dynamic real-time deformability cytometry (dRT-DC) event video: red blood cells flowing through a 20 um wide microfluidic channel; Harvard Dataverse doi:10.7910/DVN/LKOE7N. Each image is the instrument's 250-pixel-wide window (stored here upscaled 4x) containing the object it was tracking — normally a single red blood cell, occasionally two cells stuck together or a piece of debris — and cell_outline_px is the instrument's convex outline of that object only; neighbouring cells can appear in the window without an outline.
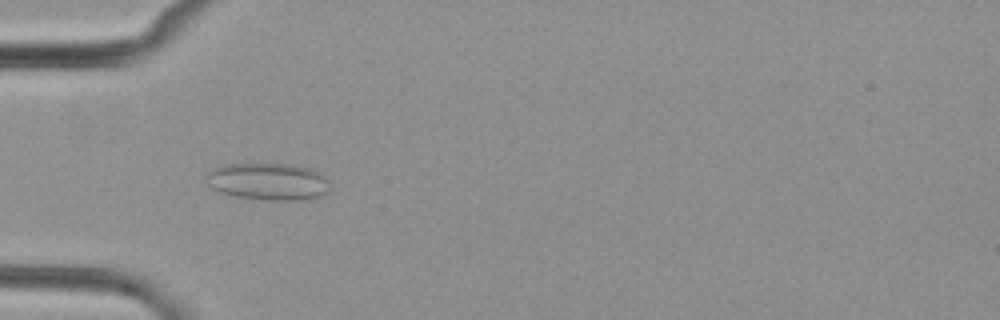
{"species": "common noctule bat (a hibernating species)", "species_latin": "Nyctalus noctula", "temperature_condition": "cold", "stored_images_in_passage": 3, "camera_frame_rate_fps": 3000, "um_per_image_px": 0.085, "animal": {"sex": "female", "body_mass_g": 29.2, "forearm_length_mm": 56.3}, "frame": {"image": 1, "passage_image": 2, "time_ms": 1.333, "image_size_px": [1000, 320], "cell_outline_px": [[328, 192], [320, 196], [308, 200], [268, 200], [236, 196], [220, 192], [212, 188], [204, 180], [204, 172], [220, 164], [292, 164], [308, 168], [320, 172], [324, 176], [328, 188]], "centroid_in_image_um": [22.72, 15.42], "position_along_channel_um": 62.3, "area_um2": 27.05}}